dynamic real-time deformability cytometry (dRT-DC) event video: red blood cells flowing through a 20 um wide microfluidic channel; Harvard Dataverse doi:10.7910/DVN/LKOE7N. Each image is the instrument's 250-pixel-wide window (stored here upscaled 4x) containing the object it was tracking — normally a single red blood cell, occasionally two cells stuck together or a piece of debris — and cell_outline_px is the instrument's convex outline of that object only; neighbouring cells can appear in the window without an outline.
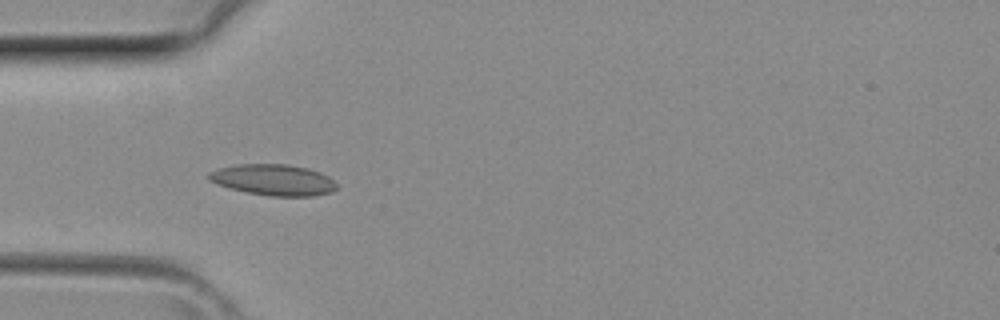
{"species": "common noctule bat (a hibernating species)", "species_latin": "Nyctalus noctula", "temperature_condition": "room temperature", "stored_images_in_passage": 4, "camera_frame_rate_fps": 3000, "um_per_image_px": 0.085, "animal": {"sex": "female", "body_mass_g": 29.2, "forearm_length_mm": 56.3}, "frame": {"image": 1, "passage_image": 3, "time_ms": 0.667, "image_size_px": [1000, 320], "cell_outline_px": [[336, 188], [332, 192], [312, 196], [272, 196], [244, 192], [208, 180], [208, 172], [220, 168], [236, 164], [288, 164], [308, 168], [320, 172], [328, 176], [336, 184]], "centroid_in_image_um": [23.25, 15.28], "position_along_channel_um": 61.8, "area_um2": 23.06}}
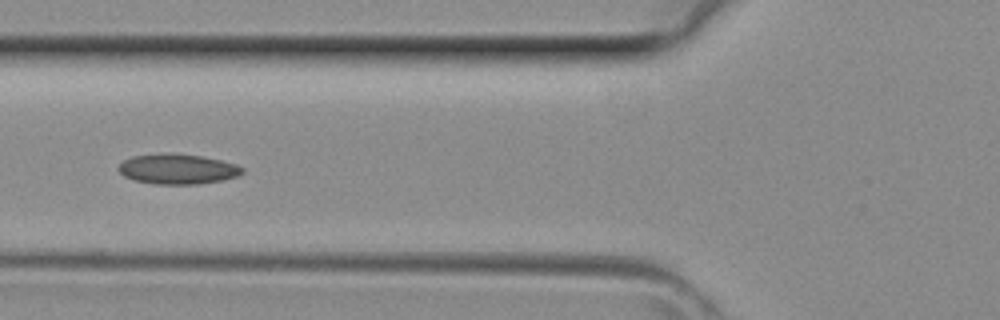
{"frame": {"image": 2, "passage_image": 4, "time_ms": 1.0, "image_size_px": [1000, 320], "cell_outline_px": [[244, 172], [236, 176], [224, 180], [200, 184], [152, 184], [136, 180], [124, 176], [116, 168], [124, 160], [132, 156], [172, 152], [200, 156], [220, 160], [236, 164], [244, 168]], "centroid_in_image_um": [15.1, 14.36], "position_along_channel_um": 110.7, "area_um2": 21.85}}